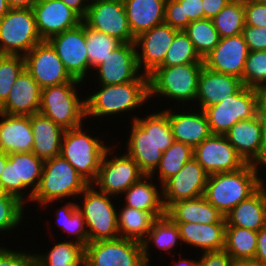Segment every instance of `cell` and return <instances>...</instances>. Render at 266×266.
Masks as SVG:
<instances>
[{"instance_id": "cell-1", "label": "cell", "mask_w": 266, "mask_h": 266, "mask_svg": "<svg viewBox=\"0 0 266 266\" xmlns=\"http://www.w3.org/2000/svg\"><path fill=\"white\" fill-rule=\"evenodd\" d=\"M127 154L151 178L163 152L175 141L167 114L162 111L147 118L134 117Z\"/></svg>"}, {"instance_id": "cell-2", "label": "cell", "mask_w": 266, "mask_h": 266, "mask_svg": "<svg viewBox=\"0 0 266 266\" xmlns=\"http://www.w3.org/2000/svg\"><path fill=\"white\" fill-rule=\"evenodd\" d=\"M257 172L254 164L247 163L238 171L208 175L203 196L225 216L264 185Z\"/></svg>"}, {"instance_id": "cell-3", "label": "cell", "mask_w": 266, "mask_h": 266, "mask_svg": "<svg viewBox=\"0 0 266 266\" xmlns=\"http://www.w3.org/2000/svg\"><path fill=\"white\" fill-rule=\"evenodd\" d=\"M100 86L101 90L85 98L86 117L134 110L149 98L148 75L145 73L131 82Z\"/></svg>"}, {"instance_id": "cell-4", "label": "cell", "mask_w": 266, "mask_h": 266, "mask_svg": "<svg viewBox=\"0 0 266 266\" xmlns=\"http://www.w3.org/2000/svg\"><path fill=\"white\" fill-rule=\"evenodd\" d=\"M90 184L60 155L44 161L43 172L31 201L47 205L55 200L76 196Z\"/></svg>"}, {"instance_id": "cell-5", "label": "cell", "mask_w": 266, "mask_h": 266, "mask_svg": "<svg viewBox=\"0 0 266 266\" xmlns=\"http://www.w3.org/2000/svg\"><path fill=\"white\" fill-rule=\"evenodd\" d=\"M80 83L81 81L73 79L71 82L42 89L39 112L64 130L80 127L86 117L85 99L79 100L75 91L76 84Z\"/></svg>"}, {"instance_id": "cell-6", "label": "cell", "mask_w": 266, "mask_h": 266, "mask_svg": "<svg viewBox=\"0 0 266 266\" xmlns=\"http://www.w3.org/2000/svg\"><path fill=\"white\" fill-rule=\"evenodd\" d=\"M204 63L159 66L148 75L149 98L155 94L176 101L196 100L198 80Z\"/></svg>"}, {"instance_id": "cell-7", "label": "cell", "mask_w": 266, "mask_h": 266, "mask_svg": "<svg viewBox=\"0 0 266 266\" xmlns=\"http://www.w3.org/2000/svg\"><path fill=\"white\" fill-rule=\"evenodd\" d=\"M108 149L96 137L83 132L82 126L64 131L60 156L66 159L89 183L96 180L102 158ZM91 182V183H90Z\"/></svg>"}, {"instance_id": "cell-8", "label": "cell", "mask_w": 266, "mask_h": 266, "mask_svg": "<svg viewBox=\"0 0 266 266\" xmlns=\"http://www.w3.org/2000/svg\"><path fill=\"white\" fill-rule=\"evenodd\" d=\"M40 42L32 8H11L0 19V55L25 56Z\"/></svg>"}, {"instance_id": "cell-9", "label": "cell", "mask_w": 266, "mask_h": 266, "mask_svg": "<svg viewBox=\"0 0 266 266\" xmlns=\"http://www.w3.org/2000/svg\"><path fill=\"white\" fill-rule=\"evenodd\" d=\"M259 95L257 89L242 86L235 94L225 97L219 103L206 107V114L212 134L225 135L240 120L258 115Z\"/></svg>"}, {"instance_id": "cell-10", "label": "cell", "mask_w": 266, "mask_h": 266, "mask_svg": "<svg viewBox=\"0 0 266 266\" xmlns=\"http://www.w3.org/2000/svg\"><path fill=\"white\" fill-rule=\"evenodd\" d=\"M90 184L82 193L83 207L77 209L83 215L89 243L100 240H113L120 237L118 232L117 212L109 199V195L97 192Z\"/></svg>"}, {"instance_id": "cell-11", "label": "cell", "mask_w": 266, "mask_h": 266, "mask_svg": "<svg viewBox=\"0 0 266 266\" xmlns=\"http://www.w3.org/2000/svg\"><path fill=\"white\" fill-rule=\"evenodd\" d=\"M44 160L33 152L11 153L0 176V184L6 194L17 197L25 202L23 192L27 187H33L28 195L31 200L37 190L42 172Z\"/></svg>"}, {"instance_id": "cell-12", "label": "cell", "mask_w": 266, "mask_h": 266, "mask_svg": "<svg viewBox=\"0 0 266 266\" xmlns=\"http://www.w3.org/2000/svg\"><path fill=\"white\" fill-rule=\"evenodd\" d=\"M84 266H148L140 242L117 238L85 246Z\"/></svg>"}, {"instance_id": "cell-13", "label": "cell", "mask_w": 266, "mask_h": 266, "mask_svg": "<svg viewBox=\"0 0 266 266\" xmlns=\"http://www.w3.org/2000/svg\"><path fill=\"white\" fill-rule=\"evenodd\" d=\"M82 21L92 29L117 38L122 43L135 42L123 0L88 2L87 13Z\"/></svg>"}, {"instance_id": "cell-14", "label": "cell", "mask_w": 266, "mask_h": 266, "mask_svg": "<svg viewBox=\"0 0 266 266\" xmlns=\"http://www.w3.org/2000/svg\"><path fill=\"white\" fill-rule=\"evenodd\" d=\"M24 59L25 69L42 89L73 80L48 41L36 44Z\"/></svg>"}, {"instance_id": "cell-15", "label": "cell", "mask_w": 266, "mask_h": 266, "mask_svg": "<svg viewBox=\"0 0 266 266\" xmlns=\"http://www.w3.org/2000/svg\"><path fill=\"white\" fill-rule=\"evenodd\" d=\"M193 157L208 174L238 171L247 163L224 135L211 134L193 149Z\"/></svg>"}, {"instance_id": "cell-16", "label": "cell", "mask_w": 266, "mask_h": 266, "mask_svg": "<svg viewBox=\"0 0 266 266\" xmlns=\"http://www.w3.org/2000/svg\"><path fill=\"white\" fill-rule=\"evenodd\" d=\"M48 42L70 76L82 82L89 69L85 23L82 21L78 26L53 36Z\"/></svg>"}, {"instance_id": "cell-17", "label": "cell", "mask_w": 266, "mask_h": 266, "mask_svg": "<svg viewBox=\"0 0 266 266\" xmlns=\"http://www.w3.org/2000/svg\"><path fill=\"white\" fill-rule=\"evenodd\" d=\"M108 152L109 148L102 158L94 183L99 186L100 192L112 196L114 194L124 193L131 185L145 176V174L127 153L108 160Z\"/></svg>"}, {"instance_id": "cell-18", "label": "cell", "mask_w": 266, "mask_h": 266, "mask_svg": "<svg viewBox=\"0 0 266 266\" xmlns=\"http://www.w3.org/2000/svg\"><path fill=\"white\" fill-rule=\"evenodd\" d=\"M207 178L208 174L194 157L188 160L177 174L172 175L161 185L165 210L177 201L202 196Z\"/></svg>"}, {"instance_id": "cell-19", "label": "cell", "mask_w": 266, "mask_h": 266, "mask_svg": "<svg viewBox=\"0 0 266 266\" xmlns=\"http://www.w3.org/2000/svg\"><path fill=\"white\" fill-rule=\"evenodd\" d=\"M32 10L42 41H48L82 22V18L61 0H38Z\"/></svg>"}, {"instance_id": "cell-20", "label": "cell", "mask_w": 266, "mask_h": 266, "mask_svg": "<svg viewBox=\"0 0 266 266\" xmlns=\"http://www.w3.org/2000/svg\"><path fill=\"white\" fill-rule=\"evenodd\" d=\"M249 49L243 35L220 38L217 46L203 59L204 66L215 72L242 79Z\"/></svg>"}, {"instance_id": "cell-21", "label": "cell", "mask_w": 266, "mask_h": 266, "mask_svg": "<svg viewBox=\"0 0 266 266\" xmlns=\"http://www.w3.org/2000/svg\"><path fill=\"white\" fill-rule=\"evenodd\" d=\"M135 43H122L96 68L100 85L123 84L139 78ZM138 75V76H137Z\"/></svg>"}, {"instance_id": "cell-22", "label": "cell", "mask_w": 266, "mask_h": 266, "mask_svg": "<svg viewBox=\"0 0 266 266\" xmlns=\"http://www.w3.org/2000/svg\"><path fill=\"white\" fill-rule=\"evenodd\" d=\"M177 31L163 23L135 37L136 48L141 46L142 50V54L137 50L138 66L139 69L144 66L146 75L161 65Z\"/></svg>"}, {"instance_id": "cell-23", "label": "cell", "mask_w": 266, "mask_h": 266, "mask_svg": "<svg viewBox=\"0 0 266 266\" xmlns=\"http://www.w3.org/2000/svg\"><path fill=\"white\" fill-rule=\"evenodd\" d=\"M246 163L255 164L264 145L263 125L259 115L235 123L224 135Z\"/></svg>"}, {"instance_id": "cell-24", "label": "cell", "mask_w": 266, "mask_h": 266, "mask_svg": "<svg viewBox=\"0 0 266 266\" xmlns=\"http://www.w3.org/2000/svg\"><path fill=\"white\" fill-rule=\"evenodd\" d=\"M42 88L24 69L16 81L6 101L0 106V113L30 116L39 112Z\"/></svg>"}, {"instance_id": "cell-25", "label": "cell", "mask_w": 266, "mask_h": 266, "mask_svg": "<svg viewBox=\"0 0 266 266\" xmlns=\"http://www.w3.org/2000/svg\"><path fill=\"white\" fill-rule=\"evenodd\" d=\"M243 83L240 78L215 72L203 66L198 80L196 100L200 101V109L219 103L222 99L235 94Z\"/></svg>"}, {"instance_id": "cell-26", "label": "cell", "mask_w": 266, "mask_h": 266, "mask_svg": "<svg viewBox=\"0 0 266 266\" xmlns=\"http://www.w3.org/2000/svg\"><path fill=\"white\" fill-rule=\"evenodd\" d=\"M0 151L7 154L32 152L34 137L30 116L0 113Z\"/></svg>"}, {"instance_id": "cell-27", "label": "cell", "mask_w": 266, "mask_h": 266, "mask_svg": "<svg viewBox=\"0 0 266 266\" xmlns=\"http://www.w3.org/2000/svg\"><path fill=\"white\" fill-rule=\"evenodd\" d=\"M226 226L258 232L266 226V189L261 185L252 195L225 215Z\"/></svg>"}, {"instance_id": "cell-28", "label": "cell", "mask_w": 266, "mask_h": 266, "mask_svg": "<svg viewBox=\"0 0 266 266\" xmlns=\"http://www.w3.org/2000/svg\"><path fill=\"white\" fill-rule=\"evenodd\" d=\"M34 137L32 152L42 160L60 155L64 129L40 112L30 115Z\"/></svg>"}, {"instance_id": "cell-29", "label": "cell", "mask_w": 266, "mask_h": 266, "mask_svg": "<svg viewBox=\"0 0 266 266\" xmlns=\"http://www.w3.org/2000/svg\"><path fill=\"white\" fill-rule=\"evenodd\" d=\"M178 225L181 241L203 249V252L224 250L225 216L218 223L199 224L174 222Z\"/></svg>"}, {"instance_id": "cell-30", "label": "cell", "mask_w": 266, "mask_h": 266, "mask_svg": "<svg viewBox=\"0 0 266 266\" xmlns=\"http://www.w3.org/2000/svg\"><path fill=\"white\" fill-rule=\"evenodd\" d=\"M164 110L167 114L175 141L189 145L193 149L212 133L204 110L197 113L175 114Z\"/></svg>"}, {"instance_id": "cell-31", "label": "cell", "mask_w": 266, "mask_h": 266, "mask_svg": "<svg viewBox=\"0 0 266 266\" xmlns=\"http://www.w3.org/2000/svg\"><path fill=\"white\" fill-rule=\"evenodd\" d=\"M134 37L164 23L166 0H123Z\"/></svg>"}, {"instance_id": "cell-32", "label": "cell", "mask_w": 266, "mask_h": 266, "mask_svg": "<svg viewBox=\"0 0 266 266\" xmlns=\"http://www.w3.org/2000/svg\"><path fill=\"white\" fill-rule=\"evenodd\" d=\"M166 215L173 222H190L199 224L218 223L224 215L220 213L204 196L181 200L173 203Z\"/></svg>"}, {"instance_id": "cell-33", "label": "cell", "mask_w": 266, "mask_h": 266, "mask_svg": "<svg viewBox=\"0 0 266 266\" xmlns=\"http://www.w3.org/2000/svg\"><path fill=\"white\" fill-rule=\"evenodd\" d=\"M149 175L143 176L138 182L131 185L123 194H126V205L131 208L150 212L156 219L166 215L163 205L162 193L146 179ZM146 180V181H144Z\"/></svg>"}, {"instance_id": "cell-34", "label": "cell", "mask_w": 266, "mask_h": 266, "mask_svg": "<svg viewBox=\"0 0 266 266\" xmlns=\"http://www.w3.org/2000/svg\"><path fill=\"white\" fill-rule=\"evenodd\" d=\"M118 232L121 238L142 243L156 218L143 210L124 206L118 213Z\"/></svg>"}, {"instance_id": "cell-35", "label": "cell", "mask_w": 266, "mask_h": 266, "mask_svg": "<svg viewBox=\"0 0 266 266\" xmlns=\"http://www.w3.org/2000/svg\"><path fill=\"white\" fill-rule=\"evenodd\" d=\"M204 19L202 0H166L164 23L178 31L185 30L191 21Z\"/></svg>"}, {"instance_id": "cell-36", "label": "cell", "mask_w": 266, "mask_h": 266, "mask_svg": "<svg viewBox=\"0 0 266 266\" xmlns=\"http://www.w3.org/2000/svg\"><path fill=\"white\" fill-rule=\"evenodd\" d=\"M258 232L237 226H226L224 250L235 261L253 259L257 250Z\"/></svg>"}, {"instance_id": "cell-37", "label": "cell", "mask_w": 266, "mask_h": 266, "mask_svg": "<svg viewBox=\"0 0 266 266\" xmlns=\"http://www.w3.org/2000/svg\"><path fill=\"white\" fill-rule=\"evenodd\" d=\"M178 239L181 241L178 225L167 215L157 218L153 222L151 230L141 243L145 263L149 266L148 248L151 240L159 249L168 252V250L172 249L177 244Z\"/></svg>"}, {"instance_id": "cell-38", "label": "cell", "mask_w": 266, "mask_h": 266, "mask_svg": "<svg viewBox=\"0 0 266 266\" xmlns=\"http://www.w3.org/2000/svg\"><path fill=\"white\" fill-rule=\"evenodd\" d=\"M33 256L38 266H84L85 247L76 242H61L45 256Z\"/></svg>"}, {"instance_id": "cell-39", "label": "cell", "mask_w": 266, "mask_h": 266, "mask_svg": "<svg viewBox=\"0 0 266 266\" xmlns=\"http://www.w3.org/2000/svg\"><path fill=\"white\" fill-rule=\"evenodd\" d=\"M212 21L220 38L242 34L245 26L244 0H231Z\"/></svg>"}, {"instance_id": "cell-40", "label": "cell", "mask_w": 266, "mask_h": 266, "mask_svg": "<svg viewBox=\"0 0 266 266\" xmlns=\"http://www.w3.org/2000/svg\"><path fill=\"white\" fill-rule=\"evenodd\" d=\"M192 41L199 56L204 59L219 43L220 35L212 19L191 21L184 30Z\"/></svg>"}, {"instance_id": "cell-41", "label": "cell", "mask_w": 266, "mask_h": 266, "mask_svg": "<svg viewBox=\"0 0 266 266\" xmlns=\"http://www.w3.org/2000/svg\"><path fill=\"white\" fill-rule=\"evenodd\" d=\"M85 35L89 68L92 69H96V67L104 61L113 50L122 44L117 38L94 30L86 24Z\"/></svg>"}, {"instance_id": "cell-42", "label": "cell", "mask_w": 266, "mask_h": 266, "mask_svg": "<svg viewBox=\"0 0 266 266\" xmlns=\"http://www.w3.org/2000/svg\"><path fill=\"white\" fill-rule=\"evenodd\" d=\"M193 158V148L182 142L174 141L172 145L163 152L156 170H159L161 185L172 175L177 174L185 163Z\"/></svg>"}, {"instance_id": "cell-43", "label": "cell", "mask_w": 266, "mask_h": 266, "mask_svg": "<svg viewBox=\"0 0 266 266\" xmlns=\"http://www.w3.org/2000/svg\"><path fill=\"white\" fill-rule=\"evenodd\" d=\"M187 63H204L199 56L188 34L184 31H177L166 56L160 66H177Z\"/></svg>"}, {"instance_id": "cell-44", "label": "cell", "mask_w": 266, "mask_h": 266, "mask_svg": "<svg viewBox=\"0 0 266 266\" xmlns=\"http://www.w3.org/2000/svg\"><path fill=\"white\" fill-rule=\"evenodd\" d=\"M56 215L57 222L61 226L62 231L67 233H73L77 240L76 243L83 245L84 247L89 243L88 230L86 229V222L83 215L77 209L76 203H68L64 207L62 206Z\"/></svg>"}, {"instance_id": "cell-45", "label": "cell", "mask_w": 266, "mask_h": 266, "mask_svg": "<svg viewBox=\"0 0 266 266\" xmlns=\"http://www.w3.org/2000/svg\"><path fill=\"white\" fill-rule=\"evenodd\" d=\"M24 69V56L0 55V106L8 98L14 82Z\"/></svg>"}, {"instance_id": "cell-46", "label": "cell", "mask_w": 266, "mask_h": 266, "mask_svg": "<svg viewBox=\"0 0 266 266\" xmlns=\"http://www.w3.org/2000/svg\"><path fill=\"white\" fill-rule=\"evenodd\" d=\"M241 81L254 89L266 83V50L249 51Z\"/></svg>"}, {"instance_id": "cell-47", "label": "cell", "mask_w": 266, "mask_h": 266, "mask_svg": "<svg viewBox=\"0 0 266 266\" xmlns=\"http://www.w3.org/2000/svg\"><path fill=\"white\" fill-rule=\"evenodd\" d=\"M24 203L17 197L5 194L0 198V232L13 229L22 220Z\"/></svg>"}, {"instance_id": "cell-48", "label": "cell", "mask_w": 266, "mask_h": 266, "mask_svg": "<svg viewBox=\"0 0 266 266\" xmlns=\"http://www.w3.org/2000/svg\"><path fill=\"white\" fill-rule=\"evenodd\" d=\"M245 25L266 28V4L244 0Z\"/></svg>"}, {"instance_id": "cell-49", "label": "cell", "mask_w": 266, "mask_h": 266, "mask_svg": "<svg viewBox=\"0 0 266 266\" xmlns=\"http://www.w3.org/2000/svg\"><path fill=\"white\" fill-rule=\"evenodd\" d=\"M242 35L249 51L266 50V28L245 25Z\"/></svg>"}, {"instance_id": "cell-50", "label": "cell", "mask_w": 266, "mask_h": 266, "mask_svg": "<svg viewBox=\"0 0 266 266\" xmlns=\"http://www.w3.org/2000/svg\"><path fill=\"white\" fill-rule=\"evenodd\" d=\"M198 262L199 266H236L225 250L204 252Z\"/></svg>"}, {"instance_id": "cell-51", "label": "cell", "mask_w": 266, "mask_h": 266, "mask_svg": "<svg viewBox=\"0 0 266 266\" xmlns=\"http://www.w3.org/2000/svg\"><path fill=\"white\" fill-rule=\"evenodd\" d=\"M30 256L0 247V266H21Z\"/></svg>"}, {"instance_id": "cell-52", "label": "cell", "mask_w": 266, "mask_h": 266, "mask_svg": "<svg viewBox=\"0 0 266 266\" xmlns=\"http://www.w3.org/2000/svg\"><path fill=\"white\" fill-rule=\"evenodd\" d=\"M204 18L213 19L231 0H202Z\"/></svg>"}, {"instance_id": "cell-53", "label": "cell", "mask_w": 266, "mask_h": 266, "mask_svg": "<svg viewBox=\"0 0 266 266\" xmlns=\"http://www.w3.org/2000/svg\"><path fill=\"white\" fill-rule=\"evenodd\" d=\"M255 259L266 262V226L258 231Z\"/></svg>"}, {"instance_id": "cell-54", "label": "cell", "mask_w": 266, "mask_h": 266, "mask_svg": "<svg viewBox=\"0 0 266 266\" xmlns=\"http://www.w3.org/2000/svg\"><path fill=\"white\" fill-rule=\"evenodd\" d=\"M69 8L74 10L82 19L86 16L88 4L84 5L86 0H61Z\"/></svg>"}, {"instance_id": "cell-55", "label": "cell", "mask_w": 266, "mask_h": 266, "mask_svg": "<svg viewBox=\"0 0 266 266\" xmlns=\"http://www.w3.org/2000/svg\"><path fill=\"white\" fill-rule=\"evenodd\" d=\"M38 0H8L11 8H32Z\"/></svg>"}, {"instance_id": "cell-56", "label": "cell", "mask_w": 266, "mask_h": 266, "mask_svg": "<svg viewBox=\"0 0 266 266\" xmlns=\"http://www.w3.org/2000/svg\"><path fill=\"white\" fill-rule=\"evenodd\" d=\"M259 95V108L266 109V83L262 84L258 89Z\"/></svg>"}, {"instance_id": "cell-57", "label": "cell", "mask_w": 266, "mask_h": 266, "mask_svg": "<svg viewBox=\"0 0 266 266\" xmlns=\"http://www.w3.org/2000/svg\"><path fill=\"white\" fill-rule=\"evenodd\" d=\"M236 266H266V262L257 260L255 258L245 259V260L236 262Z\"/></svg>"}, {"instance_id": "cell-58", "label": "cell", "mask_w": 266, "mask_h": 266, "mask_svg": "<svg viewBox=\"0 0 266 266\" xmlns=\"http://www.w3.org/2000/svg\"><path fill=\"white\" fill-rule=\"evenodd\" d=\"M258 115L262 121L263 134H264V144H266V109H258Z\"/></svg>"}, {"instance_id": "cell-59", "label": "cell", "mask_w": 266, "mask_h": 266, "mask_svg": "<svg viewBox=\"0 0 266 266\" xmlns=\"http://www.w3.org/2000/svg\"><path fill=\"white\" fill-rule=\"evenodd\" d=\"M11 9L8 0H0V19Z\"/></svg>"}, {"instance_id": "cell-60", "label": "cell", "mask_w": 266, "mask_h": 266, "mask_svg": "<svg viewBox=\"0 0 266 266\" xmlns=\"http://www.w3.org/2000/svg\"><path fill=\"white\" fill-rule=\"evenodd\" d=\"M7 160H8V154L0 151V176L1 173L3 172V169L6 166Z\"/></svg>"}, {"instance_id": "cell-61", "label": "cell", "mask_w": 266, "mask_h": 266, "mask_svg": "<svg viewBox=\"0 0 266 266\" xmlns=\"http://www.w3.org/2000/svg\"><path fill=\"white\" fill-rule=\"evenodd\" d=\"M177 266L179 264V266H199V262L196 261H192V260H187V259H183L182 261H178Z\"/></svg>"}, {"instance_id": "cell-62", "label": "cell", "mask_w": 266, "mask_h": 266, "mask_svg": "<svg viewBox=\"0 0 266 266\" xmlns=\"http://www.w3.org/2000/svg\"><path fill=\"white\" fill-rule=\"evenodd\" d=\"M258 163L266 165V144L263 145V152L261 157L254 164L256 168L258 167Z\"/></svg>"}, {"instance_id": "cell-63", "label": "cell", "mask_w": 266, "mask_h": 266, "mask_svg": "<svg viewBox=\"0 0 266 266\" xmlns=\"http://www.w3.org/2000/svg\"><path fill=\"white\" fill-rule=\"evenodd\" d=\"M21 266H38V263L33 255H31Z\"/></svg>"}, {"instance_id": "cell-64", "label": "cell", "mask_w": 266, "mask_h": 266, "mask_svg": "<svg viewBox=\"0 0 266 266\" xmlns=\"http://www.w3.org/2000/svg\"><path fill=\"white\" fill-rule=\"evenodd\" d=\"M6 193L4 192L1 184H0V198L3 197Z\"/></svg>"}, {"instance_id": "cell-65", "label": "cell", "mask_w": 266, "mask_h": 266, "mask_svg": "<svg viewBox=\"0 0 266 266\" xmlns=\"http://www.w3.org/2000/svg\"><path fill=\"white\" fill-rule=\"evenodd\" d=\"M254 1L262 3V4H266V0H254Z\"/></svg>"}]
</instances>
